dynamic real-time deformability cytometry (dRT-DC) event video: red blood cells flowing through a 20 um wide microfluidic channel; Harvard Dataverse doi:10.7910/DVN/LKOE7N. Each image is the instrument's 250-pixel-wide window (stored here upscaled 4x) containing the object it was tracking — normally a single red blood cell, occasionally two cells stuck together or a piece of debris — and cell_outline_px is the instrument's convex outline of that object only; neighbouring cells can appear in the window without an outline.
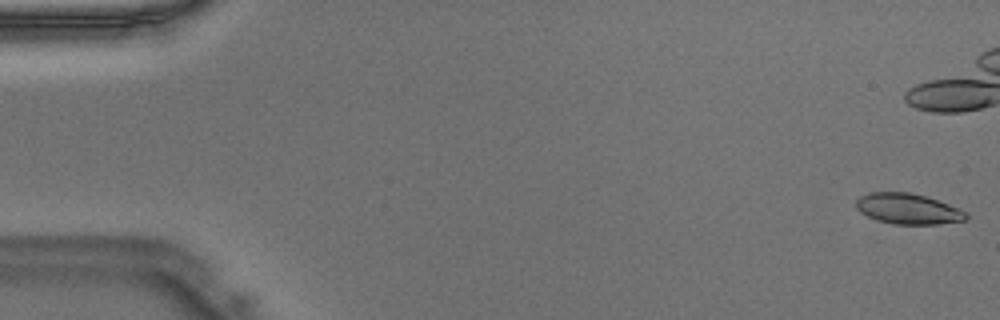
{"species": "Egyptian fruit bat (a non-hibernating species)", "species_latin": "Rousettus aegyptiacus", "temperature_condition": "warm", "stored_images_in_passage": 48, "camera_frame_rate_fps": 3000, "um_per_image_px": 0.085, "animal": {"sex": "male"}, "frame": {"image": 1, "passage_image": 1, "time_ms": 0.0, "image_size_px": [1000, 320], "cell_outline_px": [[968, 216], [964, 220], [936, 224], [892, 224], [876, 220], [860, 212], [856, 208], [856, 200], [860, 196], [868, 192], [908, 192], [924, 196], [948, 204], [968, 212]], "centroid_in_image_um": [77.14, 17.75], "position_along_channel_um": 7.9, "area_um2": 19.54}}